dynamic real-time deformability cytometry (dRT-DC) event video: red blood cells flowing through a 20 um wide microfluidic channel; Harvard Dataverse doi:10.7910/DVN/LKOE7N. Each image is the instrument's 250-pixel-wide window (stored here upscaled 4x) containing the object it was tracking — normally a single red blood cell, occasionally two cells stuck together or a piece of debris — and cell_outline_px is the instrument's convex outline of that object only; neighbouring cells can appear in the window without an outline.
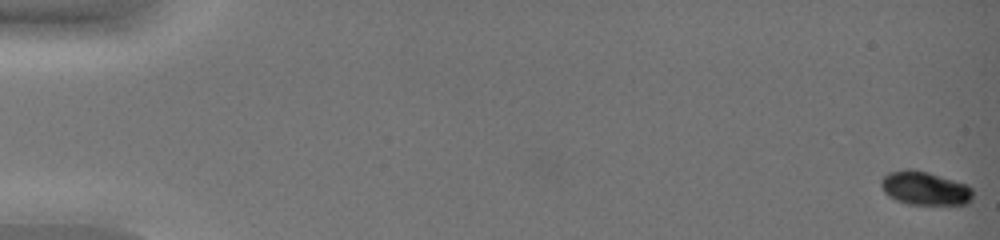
{"species": "common noctule bat (a hibernating species)", "species_latin": "Nyctalus noctula", "temperature_condition": "warm", "stored_images_in_passage": 48, "camera_frame_rate_fps": 3000, "um_per_image_px": 0.085, "animal": {"sex": "female", "body_mass_g": 19.0, "forearm_length_mm": 51.5}, "frame": {"image": 1, "passage_image": 1, "time_ms": 0.0, "image_size_px": [1000, 240], "cell_outline_px": [[972, 200], [968, 204], [908, 204], [896, 200], [888, 196], [884, 192], [880, 184], [880, 180], [888, 172], [904, 168], [908, 168], [928, 172], [968, 184], [972, 188]], "centroid_in_image_um": [78.6, 15.99], "position_along_channel_um": 6.4, "area_um2": 18.21}}
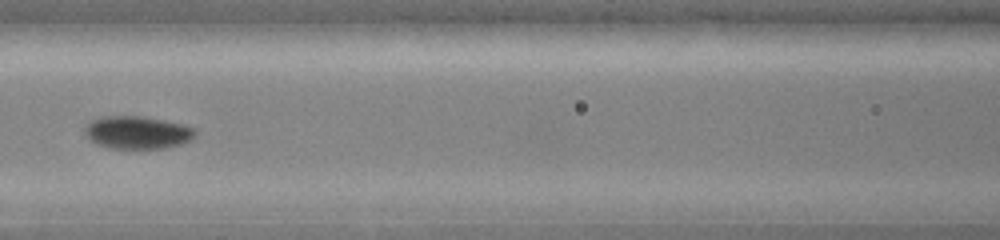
{"frame": {"image": 2, "passage_image": 25, "time_ms": 8.0, "image_size_px": [1000, 240], "cell_outline_px": [[196, 136], [192, 140], [180, 144], [164, 148], [108, 148], [96, 144], [88, 140], [84, 132], [84, 124], [100, 116], [144, 116], [184, 124], [196, 128]], "centroid_in_image_um": [11.66, 11.25], "position_along_channel_um": 154.9, "area_um2": 21.5}}
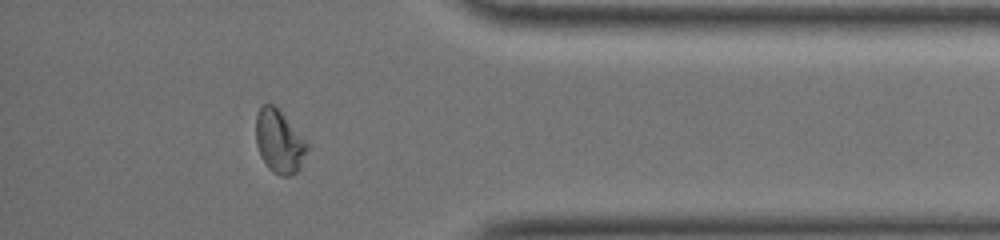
{"frame": {"image": 3, "passage_image": 44, "time_ms": 14.333, "image_size_px": [1000, 240], "cell_outline_px": [[308, 148], [300, 168], [296, 172], [288, 176], [280, 176], [272, 172], [268, 168], [260, 156], [256, 144], [256, 116], [260, 108], [264, 104], [272, 104], [280, 108], [308, 144]], "centroid_in_image_um": [23.73, 12.02], "position_along_channel_um": 411.5, "area_um2": 19.02}, "authors_computed_cell_mechanics": {"area_um2": 19.5075, "velocity_mm_per_s": 4.1947, "shape_relaxation_time_tau1_ms": 5.8133, "shape_relaxation_time_tau2_ms": 1.0624, "deformation_change_tau1": 0.1923, "deformation_change_tau2": 0.0239}}